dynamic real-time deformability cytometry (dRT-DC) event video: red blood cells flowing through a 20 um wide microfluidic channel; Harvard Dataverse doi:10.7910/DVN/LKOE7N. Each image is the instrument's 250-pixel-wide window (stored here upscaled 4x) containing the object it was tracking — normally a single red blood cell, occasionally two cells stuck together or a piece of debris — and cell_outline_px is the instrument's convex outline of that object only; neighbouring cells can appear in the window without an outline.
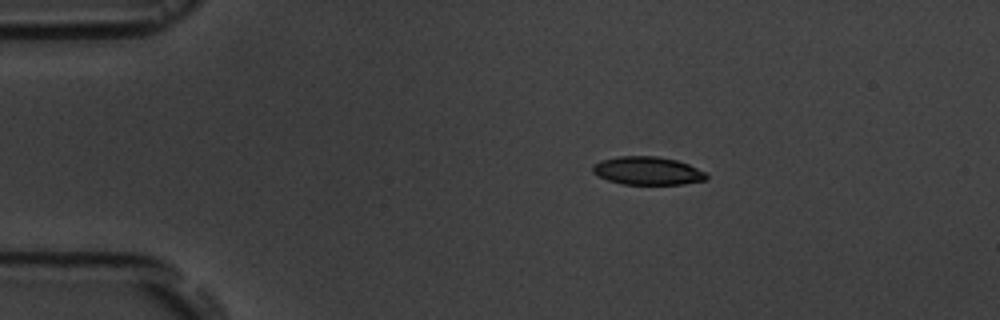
{"species": "common noctule bat (a hibernating species)", "species_latin": "Nyctalus noctula", "temperature_condition": "room temperature", "stored_images_in_passage": 7, "camera_frame_rate_fps": 3000, "um_per_image_px": 0.085, "animal": {"sex": "male", "body_mass_g": 19.5, "forearm_length_mm": 54.6}, "frame": {"image": 1, "passage_image": 2, "time_ms": 2.0, "image_size_px": [1000, 320], "cell_outline_px": [[708, 176], [704, 180], [684, 184], [624, 184], [608, 180], [592, 172], [592, 164], [600, 160], [620, 156], [656, 156], [676, 160], [688, 164], [704, 172]], "centroid_in_image_um": [55.01, 14.51], "position_along_channel_um": 30.0, "area_um2": 18.5}}
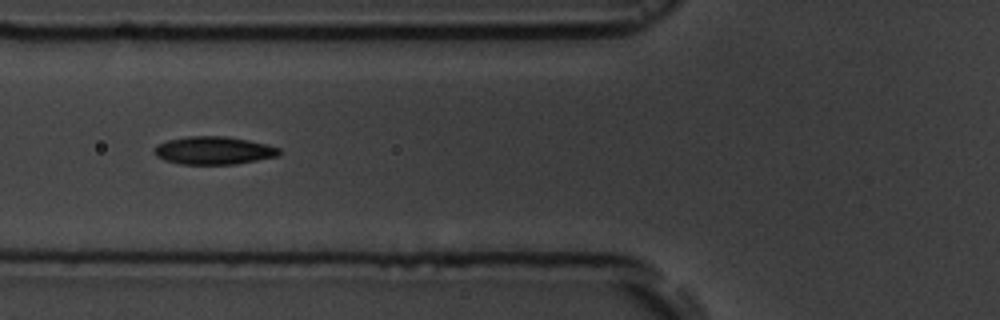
{"frame": {"image": 2, "passage_image": 5, "time_ms": 5.667, "image_size_px": [1000, 320], "cell_outline_px": [[280, 156], [236, 164], [180, 164], [164, 160], [156, 156], [152, 152], [152, 148], [168, 140], [188, 136], [224, 136], [248, 140], [280, 148]], "centroid_in_image_um": [18.14, 12.8], "position_along_channel_um": 107.7, "area_um2": 20.35}}
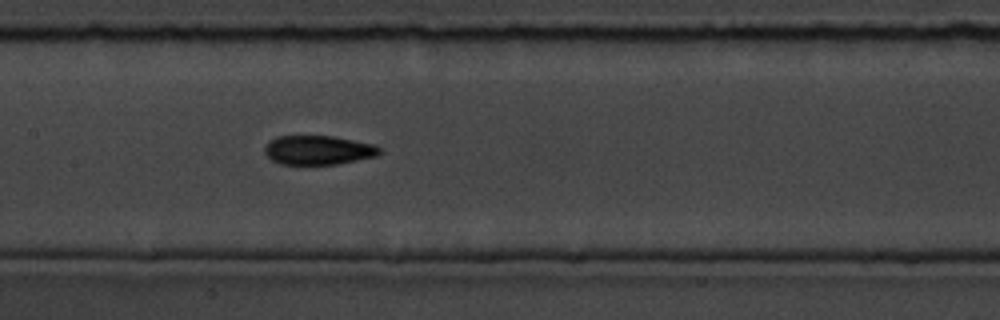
{"frame": {"image": 3, "passage_image": 7, "time_ms": 7.667, "image_size_px": [1000, 320], "cell_outline_px": [[380, 152], [376, 156], [336, 164], [280, 164], [272, 160], [264, 152], [264, 148], [268, 140], [276, 136], [332, 136], [376, 144], [380, 148]], "centroid_in_image_um": [27.02, 12.75], "position_along_channel_um": 180.4, "area_um2": 19.54}}